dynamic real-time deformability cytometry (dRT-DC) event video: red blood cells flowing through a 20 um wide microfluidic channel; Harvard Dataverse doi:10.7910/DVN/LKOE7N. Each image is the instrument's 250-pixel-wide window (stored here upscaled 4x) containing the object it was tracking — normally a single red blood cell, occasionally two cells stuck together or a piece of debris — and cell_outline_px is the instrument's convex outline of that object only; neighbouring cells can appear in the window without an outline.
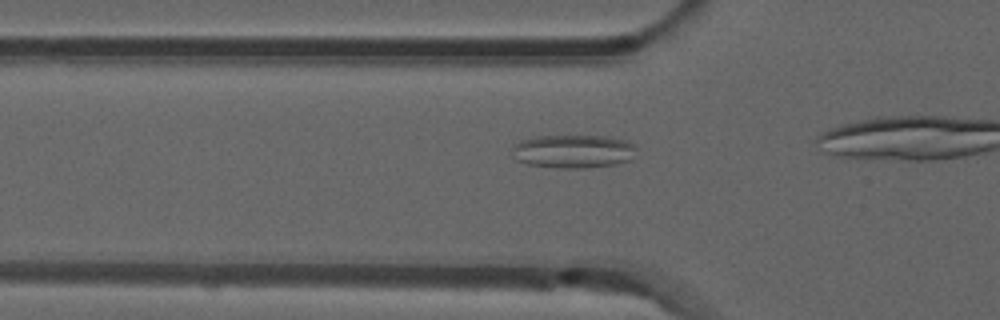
{"species": "common noctule bat (a hibernating species)", "species_latin": "Nyctalus noctula", "temperature_condition": "room temperature", "stored_images_in_passage": 12, "camera_frame_rate_fps": 3000, "um_per_image_px": 0.085, "animal": {"sex": "male", "forearm_length_mm": 52.5}, "frame": {"image": 1, "passage_image": 7, "time_ms": 2.0, "image_size_px": [1000, 320], "cell_outline_px": [[636, 148], [632, 160], [616, 164], [588, 168], [556, 168], [528, 164], [516, 160], [512, 156], [512, 148], [520, 140], [536, 136], [608, 136], [624, 140], [636, 144]], "centroid_in_image_um": [48.74, 12.87], "position_along_channel_um": 77.1, "area_um2": 24.51}}